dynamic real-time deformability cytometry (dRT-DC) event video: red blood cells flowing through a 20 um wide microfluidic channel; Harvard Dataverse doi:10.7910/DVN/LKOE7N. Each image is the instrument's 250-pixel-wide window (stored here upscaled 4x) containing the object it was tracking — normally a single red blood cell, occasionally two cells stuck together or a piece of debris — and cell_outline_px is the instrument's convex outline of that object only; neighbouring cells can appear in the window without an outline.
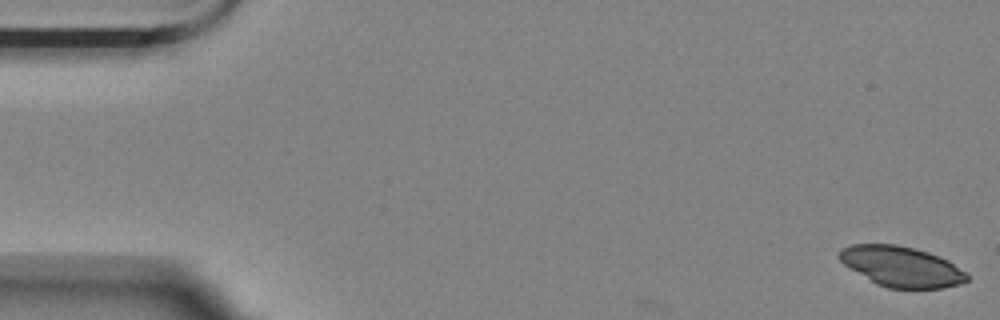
{"species": "Egyptian fruit bat (a non-hibernating species)", "species_latin": "Rousettus aegyptiacus", "temperature_condition": "room temperature", "stored_images_in_passage": 4, "camera_frame_rate_fps": 3000, "um_per_image_px": 0.085, "animal": {"sex": "female"}, "frame": {"image": 1, "passage_image": 1, "time_ms": 0.0, "image_size_px": [1000, 320], "cell_outline_px": [[968, 280], [960, 284], [944, 288], [888, 288], [876, 284], [844, 264], [836, 256], [840, 248], [852, 244], [896, 244], [928, 252], [948, 260], [968, 272]], "centroid_in_image_um": [76.63, 22.65], "position_along_channel_um": 8.4, "area_um2": 30.11}}